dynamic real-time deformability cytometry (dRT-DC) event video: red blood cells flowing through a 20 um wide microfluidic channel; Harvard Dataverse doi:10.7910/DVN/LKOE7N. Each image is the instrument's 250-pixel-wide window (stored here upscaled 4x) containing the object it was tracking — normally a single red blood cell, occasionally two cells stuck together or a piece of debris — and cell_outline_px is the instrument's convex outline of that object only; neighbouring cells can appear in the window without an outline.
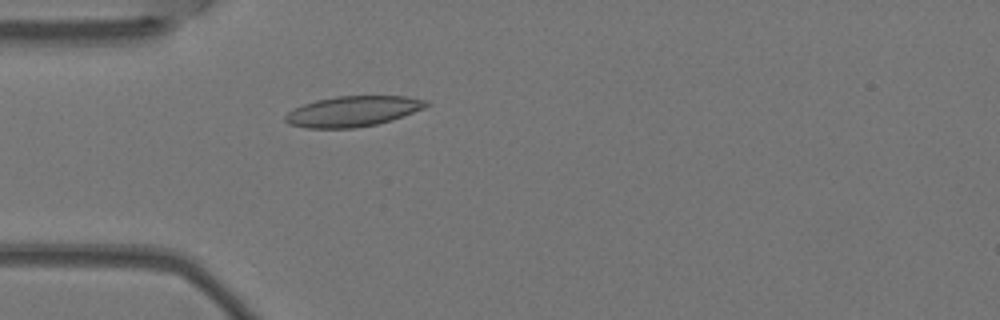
{"species": "Egyptian fruit bat (a non-hibernating species)", "species_latin": "Rousettus aegyptiacus", "temperature_condition": "warm", "stored_images_in_passage": 4, "camera_frame_rate_fps": 3000, "um_per_image_px": 0.085, "animal": {"sex": "female"}, "frame": {"image": 1, "passage_image": 4, "time_ms": 1.0, "image_size_px": [1000, 320], "cell_outline_px": [[432, 104], [424, 108], [392, 120], [376, 124], [356, 128], [308, 128], [288, 124], [284, 120], [284, 116], [288, 112], [304, 104], [316, 100], [336, 96], [408, 96], [428, 100]], "centroid_in_image_um": [30.02, 9.46], "position_along_channel_um": 55.0, "area_um2": 25.09}}